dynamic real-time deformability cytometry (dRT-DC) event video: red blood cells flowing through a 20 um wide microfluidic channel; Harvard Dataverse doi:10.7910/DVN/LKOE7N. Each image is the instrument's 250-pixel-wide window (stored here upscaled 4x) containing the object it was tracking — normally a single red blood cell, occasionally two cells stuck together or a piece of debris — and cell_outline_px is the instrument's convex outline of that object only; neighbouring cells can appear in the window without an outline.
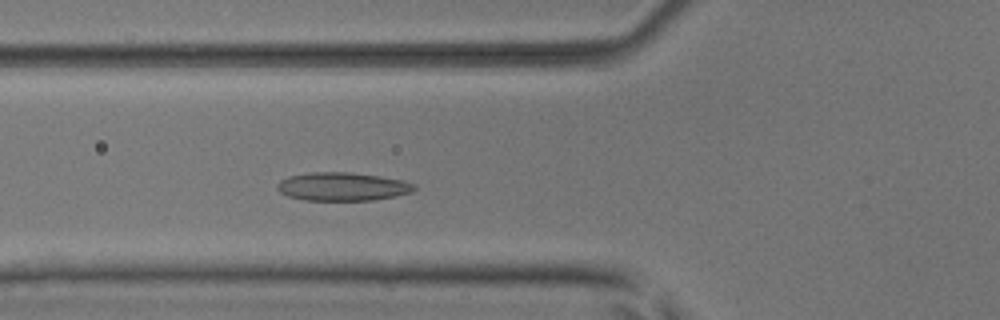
{"species": "common noctule bat (a hibernating species)", "species_latin": "Nyctalus noctula", "temperature_condition": "room temperature", "stored_images_in_passage": 49, "camera_frame_rate_fps": 3000, "um_per_image_px": 0.085, "animal": {"sex": "male", "body_mass_g": 17.9, "forearm_length_mm": 54.2}, "frame": {"image": 1, "passage_image": 16, "time_ms": 5.0, "image_size_px": [1000, 320], "cell_outline_px": [[416, 188], [412, 192], [396, 196], [372, 200], [304, 200], [288, 196], [280, 192], [276, 188], [276, 184], [280, 180], [288, 176], [308, 172], [352, 172], [380, 176], [404, 180], [416, 184]], "centroid_in_image_um": [29.11, 15.85], "position_along_channel_um": 96.7, "area_um2": 22.89}}
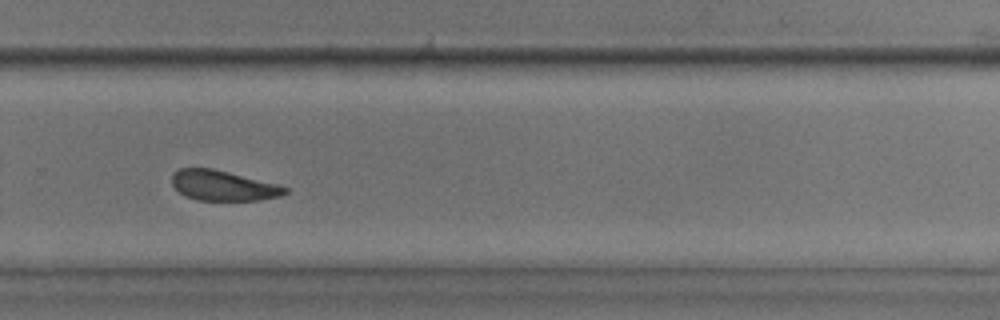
{"frame": {"image": 2, "passage_image": 32, "time_ms": 10.333, "image_size_px": [1000, 320], "cell_outline_px": [[288, 192], [280, 196], [260, 200], [196, 200], [184, 196], [172, 184], [172, 172], [180, 168], [212, 168], [280, 184], [288, 188]], "centroid_in_image_um": [18.98, 15.77], "position_along_channel_um": 310.8, "area_um2": 20.06}}
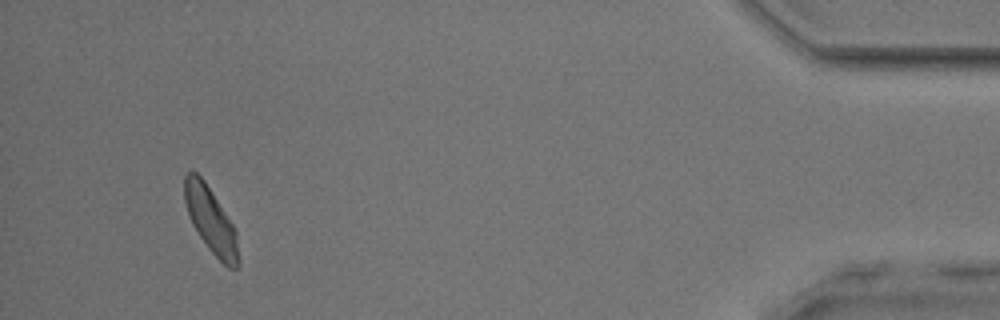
{"frame": {"image": 3, "passage_image": 45, "time_ms": 14.667, "image_size_px": [1000, 320], "cell_outline_px": [[240, 264], [236, 268], [228, 268], [208, 248], [192, 224], [184, 200], [184, 176], [192, 168], [204, 180], [232, 224], [236, 232], [240, 260]], "centroid_in_image_um": [17.91, 18.72], "position_along_channel_um": 417.3, "area_um2": 20.4}, "authors_computed_cell_mechanics": {"area_um2": 20.8658, "velocity_mm_per_s": 4.0241, "shape_relaxation_time_tau1_ms": null, "shape_relaxation_time_tau2_ms": 6.0286, "deformation_change_tau1": null, "deformation_change_tau2": 0.1271}}